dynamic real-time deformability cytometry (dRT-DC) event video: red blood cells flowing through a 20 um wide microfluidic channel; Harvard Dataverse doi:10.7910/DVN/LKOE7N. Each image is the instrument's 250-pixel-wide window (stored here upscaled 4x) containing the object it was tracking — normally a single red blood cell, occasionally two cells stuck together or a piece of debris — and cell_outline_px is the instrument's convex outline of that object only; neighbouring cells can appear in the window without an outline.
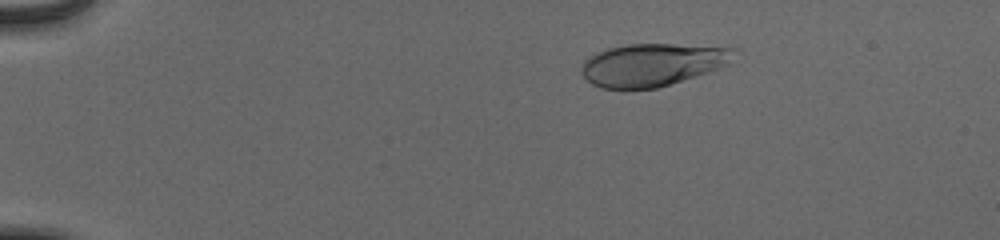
{"species": "human", "species_latin": "Homo sapiens", "temperature_condition": "cold", "stored_images_in_passage": 55, "camera_frame_rate_fps": 3000, "um_per_image_px": 0.085, "donor": {"sex": "male"}, "frame": {"image": 1, "passage_image": 11, "time_ms": 3.333, "image_size_px": [1000, 240], "cell_outline_px": [[736, 48], [728, 64], [720, 68], [708, 72], [656, 88], [600, 88], [592, 84], [584, 76], [580, 68], [584, 60], [588, 56], [596, 52], [608, 48], [628, 44], [672, 44]], "centroid_in_image_um": [55.41, 5.49], "position_along_channel_um": 29.6, "area_um2": 37.57}}
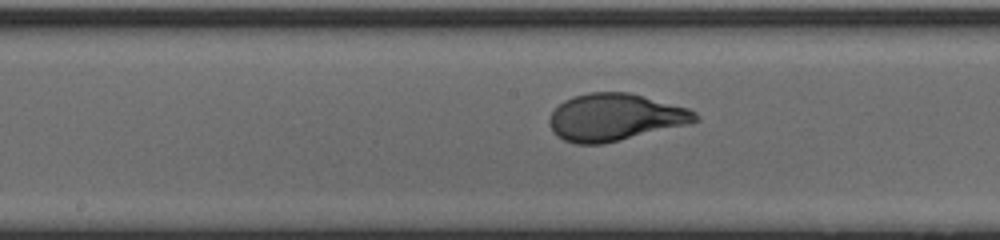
{"frame": {"image": 2, "passage_image": 31, "time_ms": 10.0, "image_size_px": [1000, 240], "cell_outline_px": [[700, 120], [688, 124], [600, 144], [576, 144], [564, 140], [556, 136], [552, 132], [548, 120], [552, 112], [564, 100], [572, 96], [588, 92], [628, 92], [688, 108], [696, 112], [700, 116]], "centroid_in_image_um": [52.25, 9.96], "position_along_channel_um": 196.0, "area_um2": 39.88}}
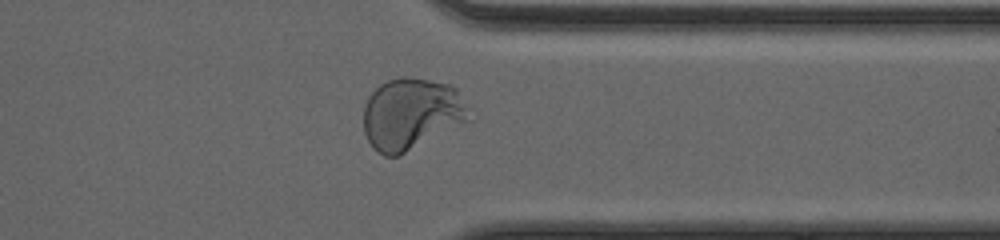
{"frame": {"image": 3, "passage_image": 45, "time_ms": 14.667, "image_size_px": [1000, 240], "cell_outline_px": [[472, 108], [468, 120], [396, 156], [384, 156], [372, 148], [364, 132], [364, 104], [368, 96], [380, 84], [388, 80], [400, 76], [404, 76], [452, 84], [456, 88]], "centroid_in_image_um": [34.96, 9.64], "position_along_channel_um": 376.4, "area_um2": 43.93}, "authors_computed_cell_mechanics": {"area_um2": 39.6508, "velocity_mm_per_s": 3.8894, "shape_relaxation_time_tau1_ms": 3.6403, "shape_relaxation_time_tau2_ms": null, "deformation_change_tau1": 0.211, "deformation_change_tau2": null}}